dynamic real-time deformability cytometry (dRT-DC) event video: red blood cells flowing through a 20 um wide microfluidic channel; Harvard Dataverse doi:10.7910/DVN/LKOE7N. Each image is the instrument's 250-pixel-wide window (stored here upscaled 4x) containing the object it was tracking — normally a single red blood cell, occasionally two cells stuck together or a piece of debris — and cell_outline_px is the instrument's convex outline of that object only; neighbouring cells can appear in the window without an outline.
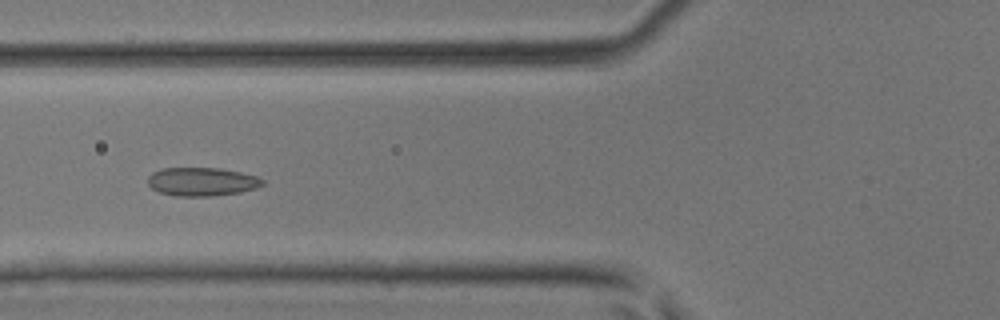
{"species": "common noctule bat (a hibernating species)", "species_latin": "Nyctalus noctula", "temperature_condition": "room temperature", "stored_images_in_passage": 48, "camera_frame_rate_fps": 3000, "um_per_image_px": 0.085, "animal": {"sex": "male", "body_mass_g": 17.9, "forearm_length_mm": 54.2}, "frame": {"image": 1, "passage_image": 19, "time_ms": 6.0, "image_size_px": [1000, 320], "cell_outline_px": [[264, 184], [256, 188], [240, 192], [212, 196], [176, 196], [160, 192], [152, 188], [148, 184], [148, 176], [152, 172], [160, 168], [220, 168], [240, 172], [256, 176], [264, 180]], "centroid_in_image_um": [17.15, 15.44], "position_along_channel_um": 108.7, "area_um2": 19.07}}
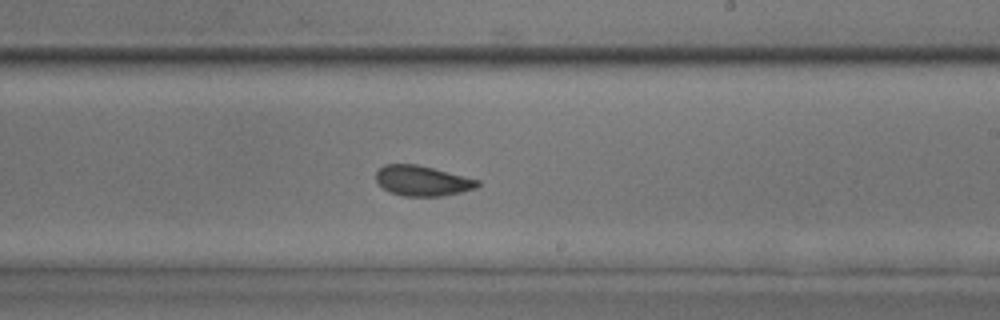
{"frame": {"image": 2, "passage_image": 29, "time_ms": 9.333, "image_size_px": [1000, 320], "cell_outline_px": [[480, 184], [476, 188], [460, 192], [440, 196], [404, 196], [392, 192], [384, 188], [376, 180], [376, 172], [384, 164], [416, 164], [480, 180]], "centroid_in_image_um": [35.9, 15.36], "position_along_channel_um": 253.1, "area_um2": 17.63}}
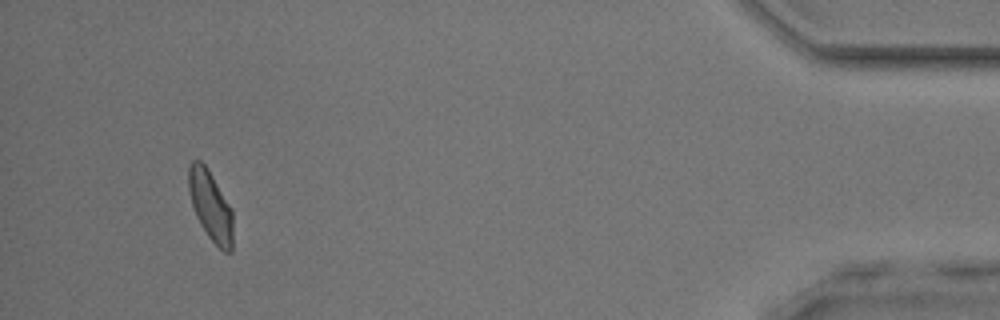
{"frame": {"image": 3, "passage_image": 45, "time_ms": 14.667, "image_size_px": [1000, 320], "cell_outline_px": [[232, 252], [224, 252], [208, 236], [200, 224], [196, 216], [192, 204], [188, 188], [188, 168], [192, 160], [200, 160], [208, 168], [232, 208]], "centroid_in_image_um": [17.89, 17.46], "position_along_channel_um": 417.3, "area_um2": 18.09}}